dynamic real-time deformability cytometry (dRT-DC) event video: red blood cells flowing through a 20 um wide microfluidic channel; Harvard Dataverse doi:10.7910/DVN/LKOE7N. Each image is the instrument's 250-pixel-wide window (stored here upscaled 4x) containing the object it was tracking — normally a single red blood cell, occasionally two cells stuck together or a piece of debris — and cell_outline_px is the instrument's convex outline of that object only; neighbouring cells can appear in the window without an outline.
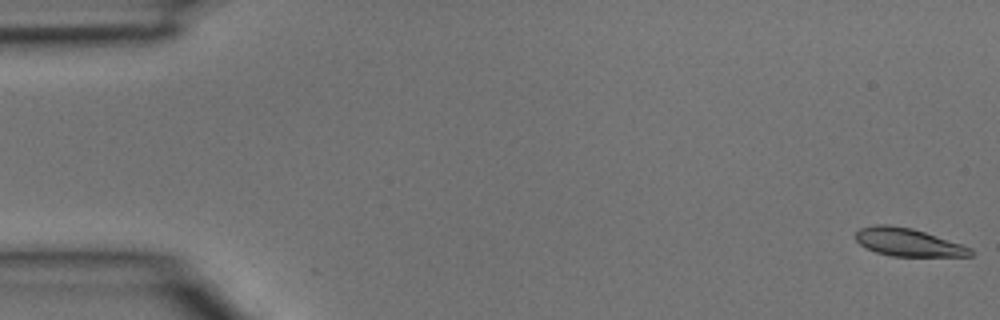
{"species": "common noctule bat (a hibernating species)", "species_latin": "Nyctalus noctula", "temperature_condition": "room temperature", "stored_images_in_passage": 4, "camera_frame_rate_fps": 3000, "um_per_image_px": 0.085, "animal": {"sex": "male", "body_mass_g": 15.6}, "frame": {"image": 1, "passage_image": 1, "time_ms": 0.0, "image_size_px": [1000, 320], "cell_outline_px": [[972, 256], [892, 256], [876, 252], [860, 244], [856, 240], [856, 232], [860, 228], [876, 224], [888, 224], [912, 228], [972, 248]], "centroid_in_image_um": [77.16, 20.59], "position_along_channel_um": 7.8, "area_um2": 18.44}}
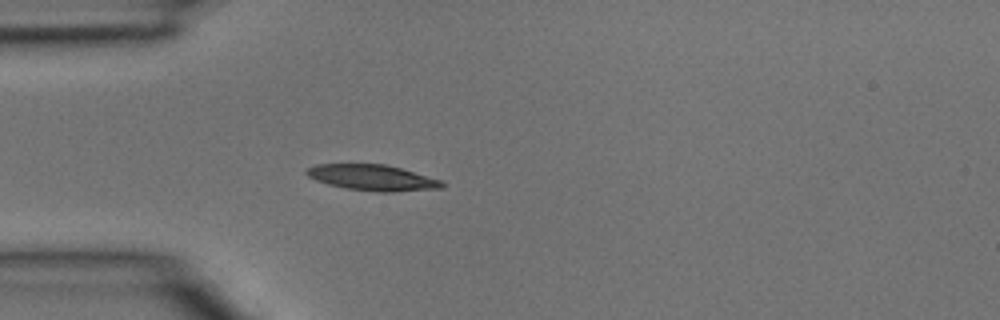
{"frame": {"image": 2, "passage_image": 4, "time_ms": 1.0, "image_size_px": [1000, 320], "cell_outline_px": [[444, 188], [396, 192], [376, 192], [348, 188], [328, 184], [316, 180], [308, 176], [304, 172], [308, 168], [316, 164], [384, 164], [400, 168], [440, 180], [444, 184]], "centroid_in_image_um": [31.65, 15.1], "position_along_channel_um": 53.3, "area_um2": 20.23}}